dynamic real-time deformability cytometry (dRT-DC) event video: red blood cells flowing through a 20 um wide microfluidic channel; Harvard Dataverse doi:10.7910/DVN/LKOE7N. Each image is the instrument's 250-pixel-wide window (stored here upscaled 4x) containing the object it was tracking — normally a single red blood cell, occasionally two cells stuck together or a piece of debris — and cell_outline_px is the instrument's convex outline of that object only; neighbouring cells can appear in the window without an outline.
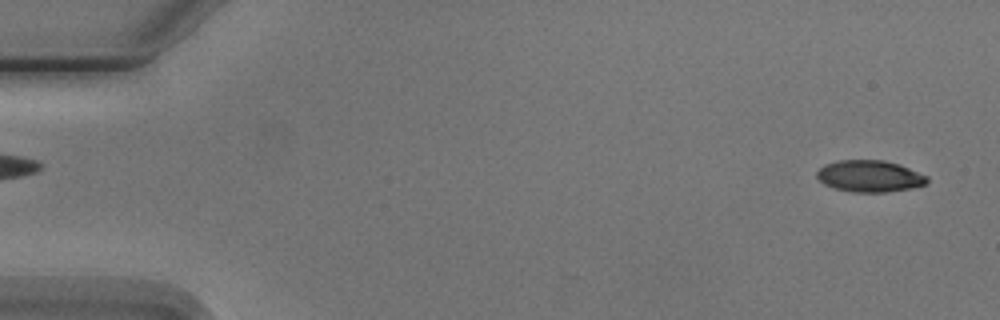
{"species": "Egyptian fruit bat (a non-hibernating species)", "species_latin": "Rousettus aegyptiacus", "temperature_condition": "cold", "stored_images_in_passage": 3, "segment_of_instrument_passage": [2, 2], "camera_frame_rate_fps": 3000, "um_per_image_px": 0.085, "animal": {"sex": "male"}, "frame": {"image": 1, "passage_image": 3, "time_ms": 2.333, "image_size_px": [1000, 320], "cell_outline_px": [[928, 180], [924, 184], [912, 188], [884, 192], [852, 192], [836, 188], [824, 184], [816, 176], [816, 172], [824, 164], [836, 160], [884, 160], [900, 164], [928, 176]], "centroid_in_image_um": [73.91, 14.96], "position_along_channel_um": 11.1, "area_um2": 20.35}}